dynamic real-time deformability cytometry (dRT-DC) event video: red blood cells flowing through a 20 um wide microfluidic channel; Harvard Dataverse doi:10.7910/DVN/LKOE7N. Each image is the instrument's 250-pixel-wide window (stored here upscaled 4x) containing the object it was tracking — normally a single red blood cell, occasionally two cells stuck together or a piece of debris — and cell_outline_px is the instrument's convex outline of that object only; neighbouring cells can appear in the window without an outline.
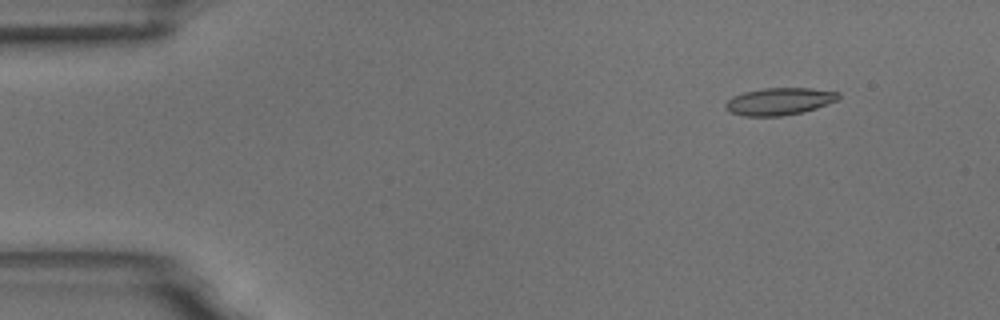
{"species": "common noctule bat (a hibernating species)", "species_latin": "Nyctalus noctula", "temperature_condition": "room temperature", "stored_images_in_passage": 54, "camera_frame_rate_fps": 3000, "um_per_image_px": 0.085, "animal": {"sex": "male", "body_mass_g": 18.8}, "frame": {"image": 1, "passage_image": 6, "time_ms": 1.667, "image_size_px": [1000, 320], "cell_outline_px": [[840, 96], [836, 100], [816, 108], [800, 112], [780, 116], [744, 116], [732, 112], [724, 108], [724, 104], [732, 96], [744, 92], [764, 88], [812, 88], [840, 92]], "centroid_in_image_um": [66.22, 8.61], "position_along_channel_um": 18.8, "area_um2": 17.8}}
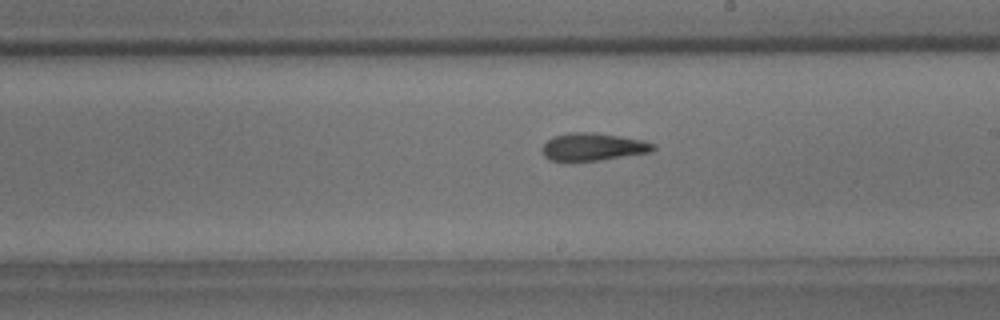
{"frame": {"image": 2, "passage_image": 31, "time_ms": 10.0, "image_size_px": [1000, 320], "cell_outline_px": [[656, 148], [652, 152], [600, 160], [548, 160], [544, 156], [540, 148], [552, 136], [568, 132], [596, 132], [644, 140], [656, 144]], "centroid_in_image_um": [50.42, 12.46], "position_along_channel_um": 238.6, "area_um2": 18.03}}
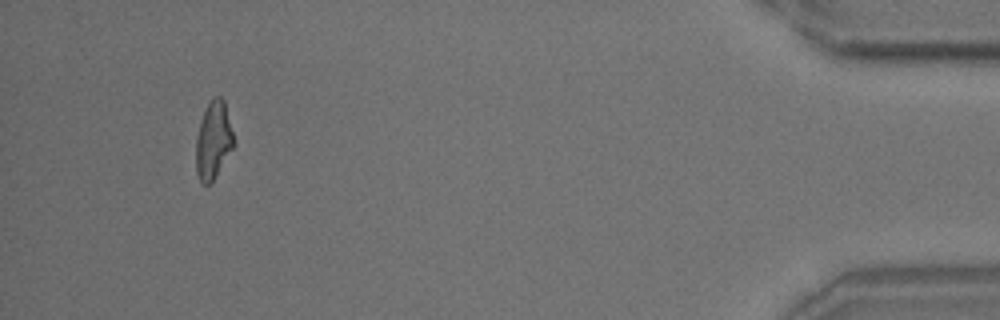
{"frame": {"image": 3, "passage_image": 51, "time_ms": 16.667, "image_size_px": [1000, 320], "cell_outline_px": [[232, 148], [212, 180], [208, 184], [204, 184], [200, 180], [196, 172], [196, 136], [200, 120], [212, 96], [220, 96], [224, 100], [232, 132]], "centroid_in_image_um": [18.09, 11.88], "position_along_channel_um": 417.1, "area_um2": 16.47}, "authors_computed_cell_mechanics": {"area_um2": 17.7446, "velocity_mm_per_s": 3.7316, "shape_relaxation_time_tau1_ms": null, "shape_relaxation_time_tau2_ms": 4.3695, "deformation_change_tau1": null, "deformation_change_tau2": 0.141}}